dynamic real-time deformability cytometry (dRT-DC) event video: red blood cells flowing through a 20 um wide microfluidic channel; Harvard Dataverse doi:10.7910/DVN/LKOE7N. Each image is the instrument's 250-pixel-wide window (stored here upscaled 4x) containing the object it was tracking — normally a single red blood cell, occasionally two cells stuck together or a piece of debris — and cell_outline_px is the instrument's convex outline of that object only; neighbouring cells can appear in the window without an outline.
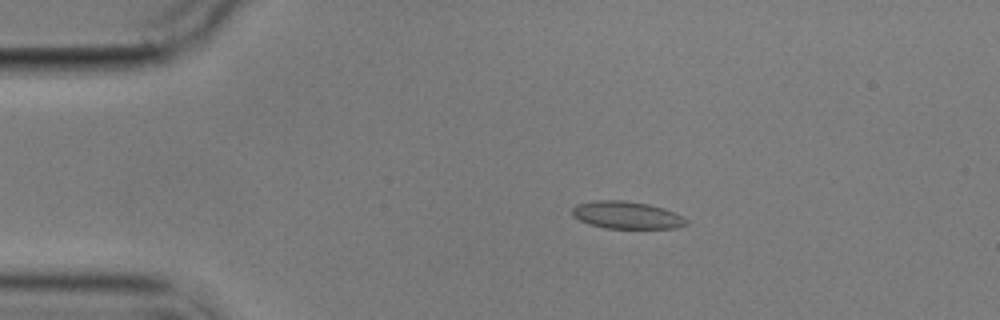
{"species": "common noctule bat (a hibernating species)", "species_latin": "Nyctalus noctula", "temperature_condition": "cold", "stored_images_in_passage": 8, "camera_frame_rate_fps": 3000, "um_per_image_px": 0.085, "animal": {"sex": "male", "body_mass_g": 17.9}, "frame": {"image": 1, "passage_image": 3, "time_ms": 2.333, "image_size_px": [1000, 320], "cell_outline_px": [[688, 224], [676, 228], [604, 228], [588, 224], [572, 216], [572, 208], [576, 204], [596, 200], [624, 200], [648, 204], [664, 208], [676, 212], [684, 216], [688, 220]], "centroid_in_image_um": [53.29, 18.28], "position_along_channel_um": 31.7, "area_um2": 18.44}}
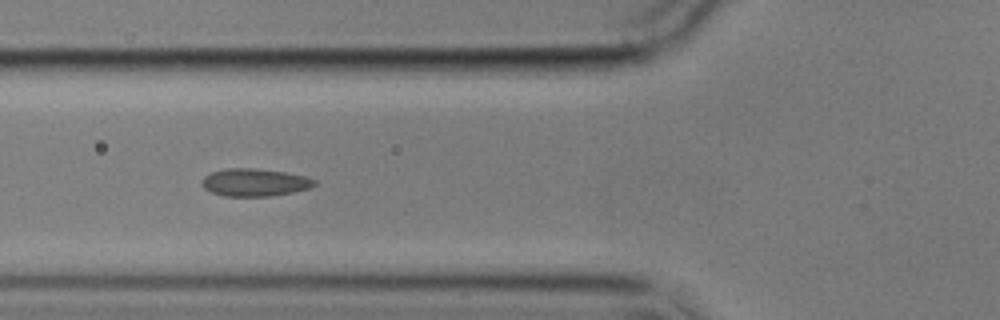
{"frame": {"image": 2, "passage_image": 6, "time_ms": 5.667, "image_size_px": [1000, 320], "cell_outline_px": [[316, 184], [308, 188], [292, 192], [272, 196], [224, 196], [212, 192], [204, 188], [200, 184], [200, 180], [204, 176], [212, 172], [228, 168], [256, 168], [284, 172], [304, 176], [316, 180]], "centroid_in_image_um": [21.6, 15.5], "position_along_channel_um": 104.2, "area_um2": 18.09}}
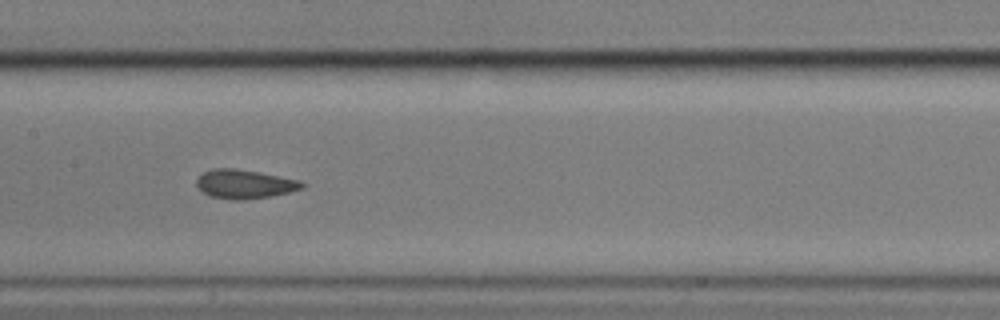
{"frame": {"image": 3, "passage_image": 8, "time_ms": 8.0, "image_size_px": [1000, 320], "cell_outline_px": [[304, 188], [288, 192], [268, 196], [236, 200], [212, 196], [204, 192], [196, 184], [196, 180], [204, 172], [212, 168], [236, 168], [260, 172], [300, 180], [304, 184]], "centroid_in_image_um": [20.8, 15.62], "position_along_channel_um": 186.6, "area_um2": 17.46}}